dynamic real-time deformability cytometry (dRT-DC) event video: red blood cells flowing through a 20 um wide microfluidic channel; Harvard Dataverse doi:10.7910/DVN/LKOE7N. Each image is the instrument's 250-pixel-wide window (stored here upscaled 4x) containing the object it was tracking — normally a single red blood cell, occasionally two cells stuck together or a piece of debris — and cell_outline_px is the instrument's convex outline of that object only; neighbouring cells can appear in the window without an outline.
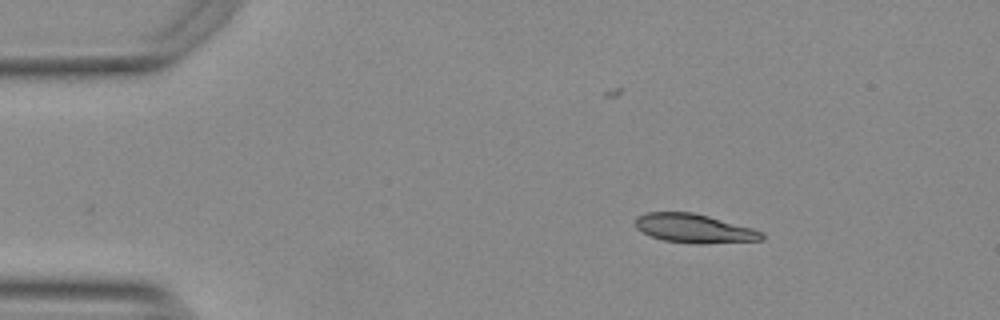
{"species": "Egyptian fruit bat (a non-hibernating species)", "species_latin": "Rousettus aegyptiacus", "temperature_condition": "warm", "stored_images_in_passage": 46, "camera_frame_rate_fps": 3000, "um_per_image_px": 0.085, "animal": {"sex": "female"}, "frame": {"image": 1, "passage_image": 1, "time_ms": 0.0, "image_size_px": [1000, 320], "cell_outline_px": [[764, 240], [704, 244], [696, 244], [664, 240], [652, 236], [636, 228], [636, 216], [648, 212], [692, 212], [708, 216], [752, 228], [764, 232]], "centroid_in_image_um": [59.04, 19.42], "position_along_channel_um": 26.0, "area_um2": 21.21}}
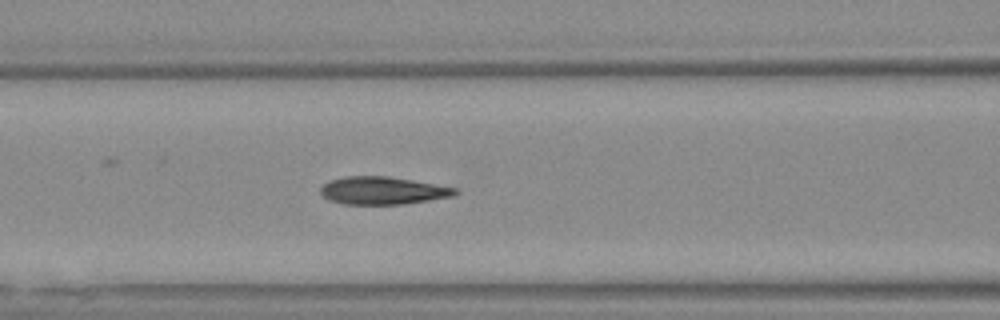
{"frame": {"image": 2, "passage_image": 15, "time_ms": 4.667, "image_size_px": [1000, 320], "cell_outline_px": [[460, 192], [456, 196], [404, 204], [344, 204], [328, 200], [320, 192], [320, 188], [328, 180], [344, 176], [388, 176], [412, 180], [456, 188]], "centroid_in_image_um": [32.53, 16.2], "position_along_channel_um": 134.1, "area_um2": 21.85}}
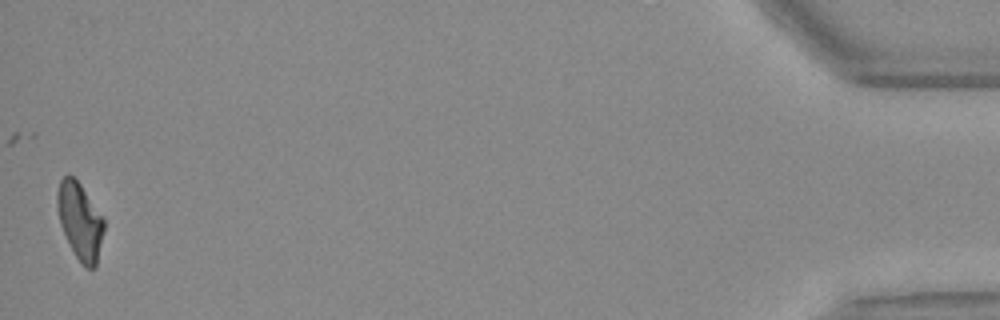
{"frame": {"image": 3, "passage_image": 46, "time_ms": 15.0, "image_size_px": [1000, 320], "cell_outline_px": [[104, 228], [96, 268], [84, 268], [80, 264], [60, 224], [56, 204], [56, 192], [60, 180], [68, 172], [80, 184], [104, 216]], "centroid_in_image_um": [6.8, 18.77], "position_along_channel_um": 428.4, "area_um2": 21.04}, "authors_computed_cell_mechanics": {"area_um2": 21.9062, "velocity_mm_per_s": 3.764, "shape_relaxation_time_tau1_ms": 5.8897, "shape_relaxation_time_tau2_ms": 1.6885, "deformation_change_tau1": 0.1972, "deformation_change_tau2": 0.0815}}